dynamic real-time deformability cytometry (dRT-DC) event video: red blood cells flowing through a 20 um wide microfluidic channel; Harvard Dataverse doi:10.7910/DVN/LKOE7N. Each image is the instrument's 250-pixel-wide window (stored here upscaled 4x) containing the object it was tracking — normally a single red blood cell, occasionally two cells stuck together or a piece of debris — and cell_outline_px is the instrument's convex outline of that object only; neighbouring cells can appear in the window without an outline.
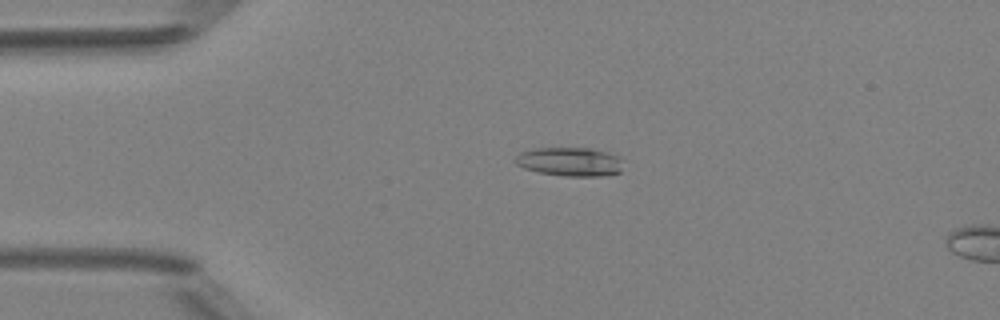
{"species": "Egyptian fruit bat (a non-hibernating species)", "species_latin": "Rousettus aegyptiacus", "temperature_condition": "room temperature", "stored_images_in_passage": 4, "camera_frame_rate_fps": 3000, "um_per_image_px": 0.085, "animal": {"sex": "female"}, "frame": {"image": 1, "passage_image": 3, "time_ms": 2.333, "image_size_px": [1000, 320], "cell_outline_px": [[620, 172], [600, 176], [564, 176], [540, 172], [524, 168], [516, 164], [512, 160], [520, 152], [532, 148], [588, 148], [608, 152], [620, 156]], "centroid_in_image_um": [48.39, 13.73], "position_along_channel_um": 36.6, "area_um2": 18.09}}